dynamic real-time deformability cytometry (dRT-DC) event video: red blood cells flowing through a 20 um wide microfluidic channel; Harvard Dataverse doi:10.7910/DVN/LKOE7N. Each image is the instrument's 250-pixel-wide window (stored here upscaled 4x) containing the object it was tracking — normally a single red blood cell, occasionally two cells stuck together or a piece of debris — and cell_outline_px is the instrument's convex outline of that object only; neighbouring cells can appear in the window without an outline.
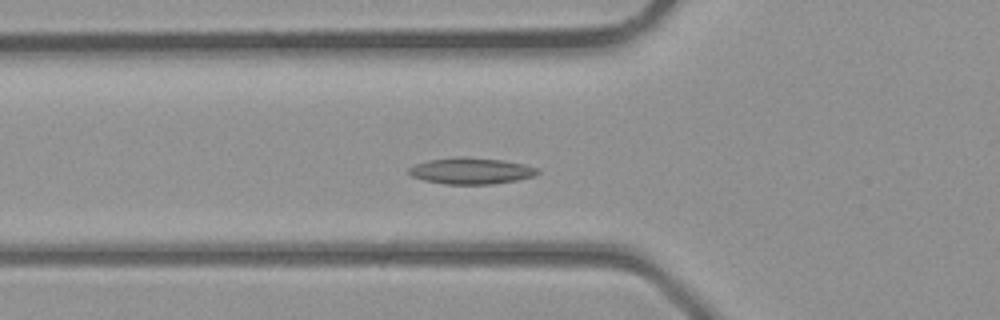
{"species": "common noctule bat (a hibernating species)", "species_latin": "Nyctalus noctula", "temperature_condition": "room temperature", "stored_images_in_passage": 33, "camera_frame_rate_fps": 3000, "um_per_image_px": 0.085, "animal": {"sex": "male", "body_mass_g": 23.1, "forearm_length_mm": 52.7}, "frame": {"image": 1, "passage_image": 8, "time_ms": 2.333, "image_size_px": [1000, 320], "cell_outline_px": [[540, 172], [532, 176], [516, 180], [492, 184], [444, 184], [424, 180], [412, 176], [408, 172], [408, 168], [416, 164], [428, 160], [456, 156], [468, 156], [504, 160], [524, 164], [540, 168]], "centroid_in_image_um": [40.05, 14.51], "position_along_channel_um": 85.8, "area_um2": 19.94}}
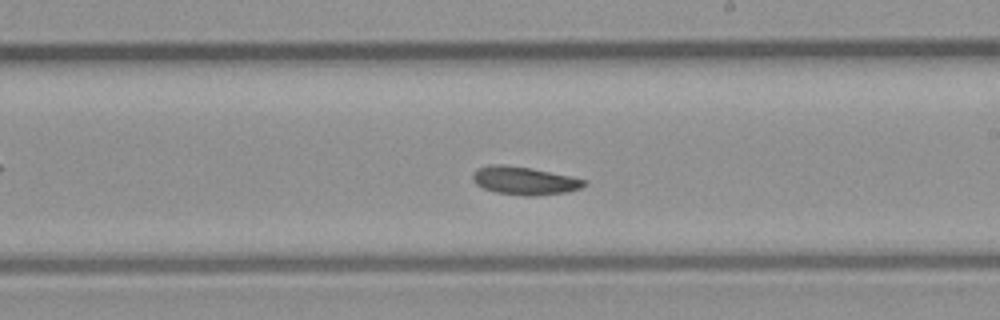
{"frame": {"image": 2, "passage_image": 17, "time_ms": 5.333, "image_size_px": [1000, 320], "cell_outline_px": [[588, 184], [580, 188], [568, 192], [536, 196], [524, 196], [496, 192], [484, 188], [476, 184], [472, 180], [472, 172], [476, 168], [488, 164], [504, 164], [532, 168], [588, 180]], "centroid_in_image_um": [44.56, 15.35], "position_along_channel_um": 244.4, "area_um2": 18.55}}
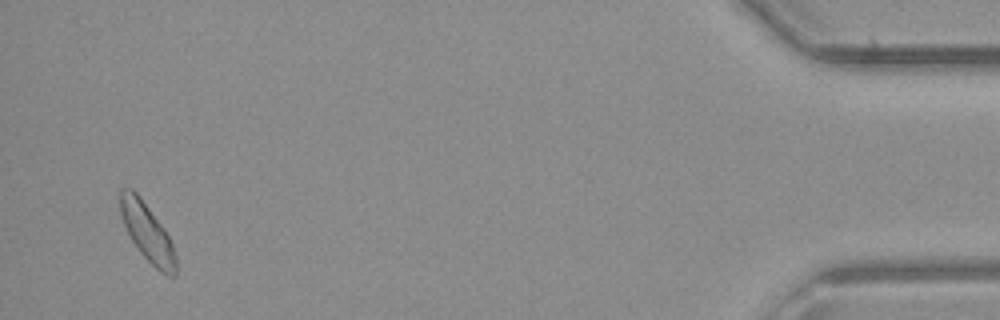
{"frame": {"image": 3, "passage_image": 32, "time_ms": 10.333, "image_size_px": [1000, 320], "cell_outline_px": [[176, 276], [168, 276], [160, 272], [140, 252], [132, 240], [120, 216], [120, 192], [124, 188], [132, 188], [136, 192], [164, 228], [172, 244], [176, 256]], "centroid_in_image_um": [12.52, 19.77], "position_along_channel_um": 422.7, "area_um2": 18.44}}